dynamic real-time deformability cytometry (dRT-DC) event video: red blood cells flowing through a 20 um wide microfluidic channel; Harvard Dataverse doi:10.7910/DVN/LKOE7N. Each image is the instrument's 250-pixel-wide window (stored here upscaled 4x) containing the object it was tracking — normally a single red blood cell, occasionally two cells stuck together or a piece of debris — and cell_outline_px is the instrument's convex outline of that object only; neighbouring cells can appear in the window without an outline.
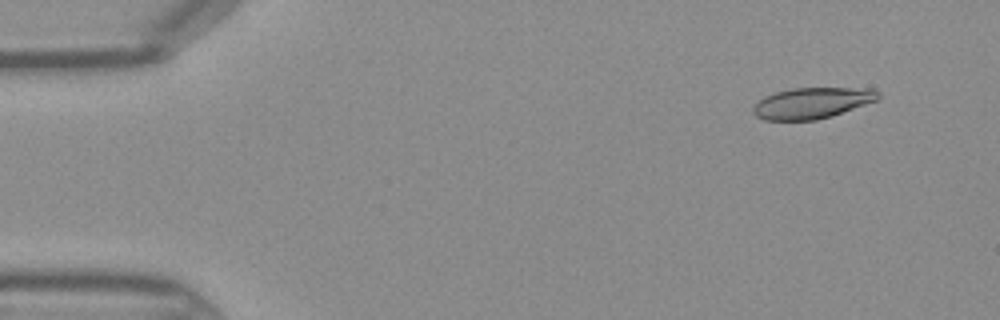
{"species": "Egyptian fruit bat (a non-hibernating species)", "species_latin": "Rousettus aegyptiacus", "temperature_condition": "warm", "stored_images_in_passage": 42, "camera_frame_rate_fps": 3000, "um_per_image_px": 0.085, "frame": {"image": 1, "passage_image": 1, "time_ms": 0.0, "image_size_px": [1000, 320], "cell_outline_px": [[880, 100], [832, 116], [816, 120], [764, 120], [756, 116], [752, 112], [752, 108], [764, 96], [776, 92], [792, 88], [872, 88], [880, 92]], "centroid_in_image_um": [69.07, 8.75], "position_along_channel_um": 15.9, "area_um2": 22.83}}
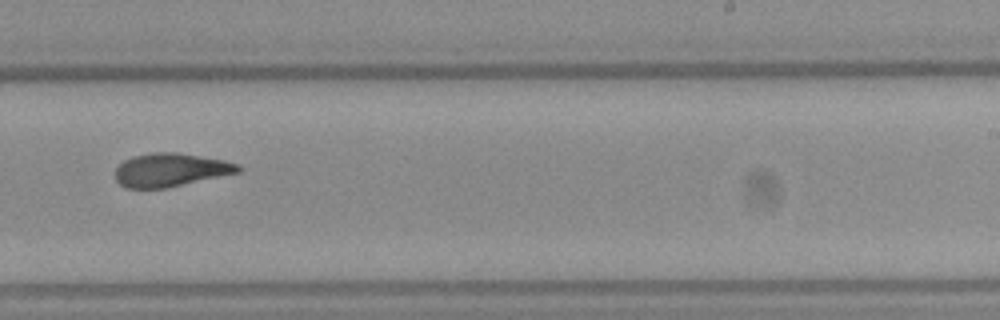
{"frame": {"image": 2, "passage_image": 25, "time_ms": 8.0, "image_size_px": [1000, 320], "cell_outline_px": [[244, 168], [240, 172], [168, 188], [128, 188], [120, 184], [116, 180], [116, 168], [124, 160], [132, 156], [152, 152], [176, 152], [224, 160], [240, 164]], "centroid_in_image_um": [14.53, 14.44], "position_along_channel_um": 274.5, "area_um2": 24.04}}
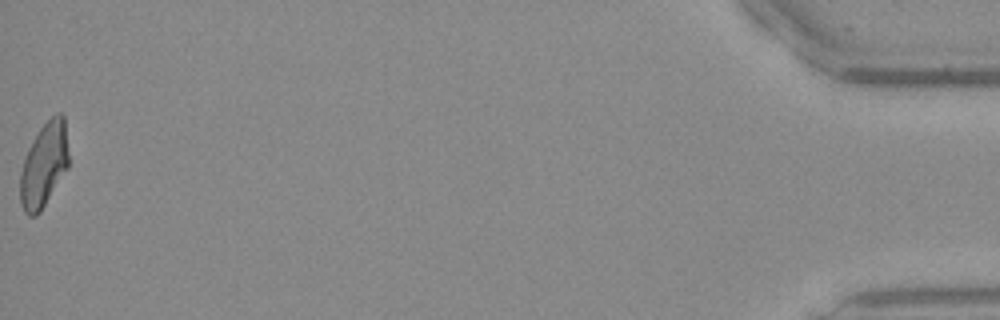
{"frame": {"image": 3, "passage_image": 42, "time_ms": 13.667, "image_size_px": [1000, 320], "cell_outline_px": [[68, 168], [40, 212], [36, 216], [28, 216], [24, 212], [20, 204], [20, 172], [28, 148], [40, 128], [52, 116], [60, 112], [64, 116], [68, 152]], "centroid_in_image_um": [3.73, 14.05], "position_along_channel_um": 431.5, "area_um2": 23.76}}